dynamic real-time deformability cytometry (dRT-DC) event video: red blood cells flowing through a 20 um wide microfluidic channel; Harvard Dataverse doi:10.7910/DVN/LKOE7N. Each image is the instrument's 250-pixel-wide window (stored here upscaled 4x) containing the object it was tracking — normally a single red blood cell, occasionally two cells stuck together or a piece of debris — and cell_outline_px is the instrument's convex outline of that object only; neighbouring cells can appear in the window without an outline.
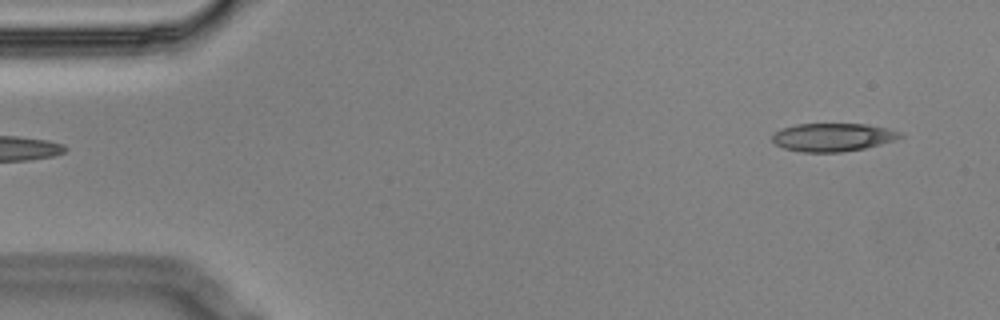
{"species": "Egyptian fruit bat (a non-hibernating species)", "species_latin": "Rousettus aegyptiacus", "temperature_condition": "cold", "stored_images_in_passage": 5, "segment_of_instrument_passage": [2, 2], "camera_frame_rate_fps": 3000, "um_per_image_px": 0.085, "animal": {"sex": "male"}, "frame": {"image": 1, "passage_image": 5, "time_ms": 1.333, "image_size_px": [1000, 320], "cell_outline_px": [[904, 136], [880, 144], [864, 148], [840, 152], [800, 152], [784, 148], [776, 144], [772, 140], [772, 136], [780, 128], [796, 124], [864, 124], [888, 128], [900, 132]], "centroid_in_image_um": [70.75, 11.66], "position_along_channel_um": 14.2, "area_um2": 20.87}}